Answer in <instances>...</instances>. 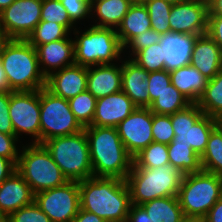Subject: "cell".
Wrapping results in <instances>:
<instances>
[{
  "label": "cell",
  "mask_w": 222,
  "mask_h": 222,
  "mask_svg": "<svg viewBox=\"0 0 222 222\" xmlns=\"http://www.w3.org/2000/svg\"><path fill=\"white\" fill-rule=\"evenodd\" d=\"M80 208L106 222H124L129 215L131 197L126 180L90 177L79 181Z\"/></svg>",
  "instance_id": "6da1fadb"
},
{
  "label": "cell",
  "mask_w": 222,
  "mask_h": 222,
  "mask_svg": "<svg viewBox=\"0 0 222 222\" xmlns=\"http://www.w3.org/2000/svg\"><path fill=\"white\" fill-rule=\"evenodd\" d=\"M84 130L89 145L93 177L126 180L133 158L123 145L116 127L90 125Z\"/></svg>",
  "instance_id": "7a4b0ae2"
},
{
  "label": "cell",
  "mask_w": 222,
  "mask_h": 222,
  "mask_svg": "<svg viewBox=\"0 0 222 222\" xmlns=\"http://www.w3.org/2000/svg\"><path fill=\"white\" fill-rule=\"evenodd\" d=\"M0 58L12 91H34L45 87L46 78L40 70L36 48L26 39H12Z\"/></svg>",
  "instance_id": "3957f363"
},
{
  "label": "cell",
  "mask_w": 222,
  "mask_h": 222,
  "mask_svg": "<svg viewBox=\"0 0 222 222\" xmlns=\"http://www.w3.org/2000/svg\"><path fill=\"white\" fill-rule=\"evenodd\" d=\"M71 35L74 40L75 64L86 67L115 64L124 57L116 29L85 25L76 27Z\"/></svg>",
  "instance_id": "277c9868"
},
{
  "label": "cell",
  "mask_w": 222,
  "mask_h": 222,
  "mask_svg": "<svg viewBox=\"0 0 222 222\" xmlns=\"http://www.w3.org/2000/svg\"><path fill=\"white\" fill-rule=\"evenodd\" d=\"M183 175L170 164L158 168H131L126 178L131 204L142 205L157 198L177 196Z\"/></svg>",
  "instance_id": "5b68a950"
},
{
  "label": "cell",
  "mask_w": 222,
  "mask_h": 222,
  "mask_svg": "<svg viewBox=\"0 0 222 222\" xmlns=\"http://www.w3.org/2000/svg\"><path fill=\"white\" fill-rule=\"evenodd\" d=\"M68 181L93 177L90 151L85 130L42 143Z\"/></svg>",
  "instance_id": "8992f818"
},
{
  "label": "cell",
  "mask_w": 222,
  "mask_h": 222,
  "mask_svg": "<svg viewBox=\"0 0 222 222\" xmlns=\"http://www.w3.org/2000/svg\"><path fill=\"white\" fill-rule=\"evenodd\" d=\"M16 170L34 194L62 186L68 181L49 151L40 143H23Z\"/></svg>",
  "instance_id": "52a82bcc"
},
{
  "label": "cell",
  "mask_w": 222,
  "mask_h": 222,
  "mask_svg": "<svg viewBox=\"0 0 222 222\" xmlns=\"http://www.w3.org/2000/svg\"><path fill=\"white\" fill-rule=\"evenodd\" d=\"M222 196V177L208 171L184 174L178 200L184 217L203 219Z\"/></svg>",
  "instance_id": "ba28073f"
},
{
  "label": "cell",
  "mask_w": 222,
  "mask_h": 222,
  "mask_svg": "<svg viewBox=\"0 0 222 222\" xmlns=\"http://www.w3.org/2000/svg\"><path fill=\"white\" fill-rule=\"evenodd\" d=\"M83 129L70 110L67 99L54 95L45 87L40 89V144Z\"/></svg>",
  "instance_id": "9c48e42d"
},
{
  "label": "cell",
  "mask_w": 222,
  "mask_h": 222,
  "mask_svg": "<svg viewBox=\"0 0 222 222\" xmlns=\"http://www.w3.org/2000/svg\"><path fill=\"white\" fill-rule=\"evenodd\" d=\"M171 122L175 135L171 143L190 145L201 156L214 130V118L204 115L198 104L192 103L172 114Z\"/></svg>",
  "instance_id": "30bf717a"
},
{
  "label": "cell",
  "mask_w": 222,
  "mask_h": 222,
  "mask_svg": "<svg viewBox=\"0 0 222 222\" xmlns=\"http://www.w3.org/2000/svg\"><path fill=\"white\" fill-rule=\"evenodd\" d=\"M9 116L22 143H40V90L10 91Z\"/></svg>",
  "instance_id": "8fae6325"
},
{
  "label": "cell",
  "mask_w": 222,
  "mask_h": 222,
  "mask_svg": "<svg viewBox=\"0 0 222 222\" xmlns=\"http://www.w3.org/2000/svg\"><path fill=\"white\" fill-rule=\"evenodd\" d=\"M34 202L52 222H72L80 210L79 181L38 192Z\"/></svg>",
  "instance_id": "7c38bea8"
},
{
  "label": "cell",
  "mask_w": 222,
  "mask_h": 222,
  "mask_svg": "<svg viewBox=\"0 0 222 222\" xmlns=\"http://www.w3.org/2000/svg\"><path fill=\"white\" fill-rule=\"evenodd\" d=\"M42 0H15L0 12V27L12 39H27L41 21Z\"/></svg>",
  "instance_id": "4fadbf2b"
},
{
  "label": "cell",
  "mask_w": 222,
  "mask_h": 222,
  "mask_svg": "<svg viewBox=\"0 0 222 222\" xmlns=\"http://www.w3.org/2000/svg\"><path fill=\"white\" fill-rule=\"evenodd\" d=\"M152 122L153 112L148 107H136L116 126L120 139L132 158L154 141Z\"/></svg>",
  "instance_id": "5bb4252c"
},
{
  "label": "cell",
  "mask_w": 222,
  "mask_h": 222,
  "mask_svg": "<svg viewBox=\"0 0 222 222\" xmlns=\"http://www.w3.org/2000/svg\"><path fill=\"white\" fill-rule=\"evenodd\" d=\"M207 0H185L172 5L169 24L171 32L200 36L207 34Z\"/></svg>",
  "instance_id": "9a60e30c"
},
{
  "label": "cell",
  "mask_w": 222,
  "mask_h": 222,
  "mask_svg": "<svg viewBox=\"0 0 222 222\" xmlns=\"http://www.w3.org/2000/svg\"><path fill=\"white\" fill-rule=\"evenodd\" d=\"M45 88L56 96L70 100L87 90V67L74 63L56 71L46 77Z\"/></svg>",
  "instance_id": "2e32d148"
},
{
  "label": "cell",
  "mask_w": 222,
  "mask_h": 222,
  "mask_svg": "<svg viewBox=\"0 0 222 222\" xmlns=\"http://www.w3.org/2000/svg\"><path fill=\"white\" fill-rule=\"evenodd\" d=\"M36 51L40 70L45 78L75 63L74 40L71 34L65 39L39 45Z\"/></svg>",
  "instance_id": "e0dca14e"
},
{
  "label": "cell",
  "mask_w": 222,
  "mask_h": 222,
  "mask_svg": "<svg viewBox=\"0 0 222 222\" xmlns=\"http://www.w3.org/2000/svg\"><path fill=\"white\" fill-rule=\"evenodd\" d=\"M136 106L132 100L121 90L117 93L98 98L92 126L116 127L128 117Z\"/></svg>",
  "instance_id": "ac0fdd59"
},
{
  "label": "cell",
  "mask_w": 222,
  "mask_h": 222,
  "mask_svg": "<svg viewBox=\"0 0 222 222\" xmlns=\"http://www.w3.org/2000/svg\"><path fill=\"white\" fill-rule=\"evenodd\" d=\"M122 89V60L115 64L87 67V90L96 98L117 93Z\"/></svg>",
  "instance_id": "d6986e66"
},
{
  "label": "cell",
  "mask_w": 222,
  "mask_h": 222,
  "mask_svg": "<svg viewBox=\"0 0 222 222\" xmlns=\"http://www.w3.org/2000/svg\"><path fill=\"white\" fill-rule=\"evenodd\" d=\"M149 72L131 58H122V91L136 107H149L150 96L147 91Z\"/></svg>",
  "instance_id": "ffe728a7"
},
{
  "label": "cell",
  "mask_w": 222,
  "mask_h": 222,
  "mask_svg": "<svg viewBox=\"0 0 222 222\" xmlns=\"http://www.w3.org/2000/svg\"><path fill=\"white\" fill-rule=\"evenodd\" d=\"M35 194L17 170L0 185V212L7 218L34 202Z\"/></svg>",
  "instance_id": "44dd1931"
},
{
  "label": "cell",
  "mask_w": 222,
  "mask_h": 222,
  "mask_svg": "<svg viewBox=\"0 0 222 222\" xmlns=\"http://www.w3.org/2000/svg\"><path fill=\"white\" fill-rule=\"evenodd\" d=\"M196 37L177 32H169L161 36L160 43L164 52L165 70L171 72L190 64Z\"/></svg>",
  "instance_id": "7402d4cb"
},
{
  "label": "cell",
  "mask_w": 222,
  "mask_h": 222,
  "mask_svg": "<svg viewBox=\"0 0 222 222\" xmlns=\"http://www.w3.org/2000/svg\"><path fill=\"white\" fill-rule=\"evenodd\" d=\"M190 65L199 70L208 80L222 68V49L208 34L196 37Z\"/></svg>",
  "instance_id": "603a6c76"
},
{
  "label": "cell",
  "mask_w": 222,
  "mask_h": 222,
  "mask_svg": "<svg viewBox=\"0 0 222 222\" xmlns=\"http://www.w3.org/2000/svg\"><path fill=\"white\" fill-rule=\"evenodd\" d=\"M132 4L131 0L90 1L89 25L117 30Z\"/></svg>",
  "instance_id": "cb8c5ba5"
},
{
  "label": "cell",
  "mask_w": 222,
  "mask_h": 222,
  "mask_svg": "<svg viewBox=\"0 0 222 222\" xmlns=\"http://www.w3.org/2000/svg\"><path fill=\"white\" fill-rule=\"evenodd\" d=\"M169 73L171 83L192 103H197L205 91L208 79L190 64Z\"/></svg>",
  "instance_id": "d4e9b609"
},
{
  "label": "cell",
  "mask_w": 222,
  "mask_h": 222,
  "mask_svg": "<svg viewBox=\"0 0 222 222\" xmlns=\"http://www.w3.org/2000/svg\"><path fill=\"white\" fill-rule=\"evenodd\" d=\"M151 29L150 17L144 4H132L116 32L124 47L133 37Z\"/></svg>",
  "instance_id": "484cf974"
},
{
  "label": "cell",
  "mask_w": 222,
  "mask_h": 222,
  "mask_svg": "<svg viewBox=\"0 0 222 222\" xmlns=\"http://www.w3.org/2000/svg\"><path fill=\"white\" fill-rule=\"evenodd\" d=\"M141 206L152 222H181L185 218L177 196L157 198Z\"/></svg>",
  "instance_id": "4316f807"
},
{
  "label": "cell",
  "mask_w": 222,
  "mask_h": 222,
  "mask_svg": "<svg viewBox=\"0 0 222 222\" xmlns=\"http://www.w3.org/2000/svg\"><path fill=\"white\" fill-rule=\"evenodd\" d=\"M192 102L183 95L172 83L148 107L151 112L159 115H172L188 107Z\"/></svg>",
  "instance_id": "83f0119b"
},
{
  "label": "cell",
  "mask_w": 222,
  "mask_h": 222,
  "mask_svg": "<svg viewBox=\"0 0 222 222\" xmlns=\"http://www.w3.org/2000/svg\"><path fill=\"white\" fill-rule=\"evenodd\" d=\"M168 156L171 166L183 174L196 173L202 170L200 156L190 145L168 144Z\"/></svg>",
  "instance_id": "f1b7e54d"
},
{
  "label": "cell",
  "mask_w": 222,
  "mask_h": 222,
  "mask_svg": "<svg viewBox=\"0 0 222 222\" xmlns=\"http://www.w3.org/2000/svg\"><path fill=\"white\" fill-rule=\"evenodd\" d=\"M204 115L222 117V68L207 82L204 93L197 102Z\"/></svg>",
  "instance_id": "f546056e"
},
{
  "label": "cell",
  "mask_w": 222,
  "mask_h": 222,
  "mask_svg": "<svg viewBox=\"0 0 222 222\" xmlns=\"http://www.w3.org/2000/svg\"><path fill=\"white\" fill-rule=\"evenodd\" d=\"M169 164L168 145L153 141L133 158L131 168H158Z\"/></svg>",
  "instance_id": "4dcf8cb0"
},
{
  "label": "cell",
  "mask_w": 222,
  "mask_h": 222,
  "mask_svg": "<svg viewBox=\"0 0 222 222\" xmlns=\"http://www.w3.org/2000/svg\"><path fill=\"white\" fill-rule=\"evenodd\" d=\"M202 170L222 177V137L214 129L208 139L207 146L200 156Z\"/></svg>",
  "instance_id": "1f68e13d"
},
{
  "label": "cell",
  "mask_w": 222,
  "mask_h": 222,
  "mask_svg": "<svg viewBox=\"0 0 222 222\" xmlns=\"http://www.w3.org/2000/svg\"><path fill=\"white\" fill-rule=\"evenodd\" d=\"M71 33L61 24L49 21H40L27 41L35 48L39 45L67 38Z\"/></svg>",
  "instance_id": "d6a6232c"
},
{
  "label": "cell",
  "mask_w": 222,
  "mask_h": 222,
  "mask_svg": "<svg viewBox=\"0 0 222 222\" xmlns=\"http://www.w3.org/2000/svg\"><path fill=\"white\" fill-rule=\"evenodd\" d=\"M96 102L97 99L88 90L68 100L70 110L83 128L92 124Z\"/></svg>",
  "instance_id": "836d02e7"
},
{
  "label": "cell",
  "mask_w": 222,
  "mask_h": 222,
  "mask_svg": "<svg viewBox=\"0 0 222 222\" xmlns=\"http://www.w3.org/2000/svg\"><path fill=\"white\" fill-rule=\"evenodd\" d=\"M144 5L149 13L151 28L161 35L171 32L169 18L172 4L165 0H148Z\"/></svg>",
  "instance_id": "e575fe53"
},
{
  "label": "cell",
  "mask_w": 222,
  "mask_h": 222,
  "mask_svg": "<svg viewBox=\"0 0 222 222\" xmlns=\"http://www.w3.org/2000/svg\"><path fill=\"white\" fill-rule=\"evenodd\" d=\"M132 60L148 72L161 71L165 69L164 52L160 42L140 50Z\"/></svg>",
  "instance_id": "d590c367"
},
{
  "label": "cell",
  "mask_w": 222,
  "mask_h": 222,
  "mask_svg": "<svg viewBox=\"0 0 222 222\" xmlns=\"http://www.w3.org/2000/svg\"><path fill=\"white\" fill-rule=\"evenodd\" d=\"M41 21L56 22L70 33L77 27L69 18L60 0H42Z\"/></svg>",
  "instance_id": "8d00e7d4"
},
{
  "label": "cell",
  "mask_w": 222,
  "mask_h": 222,
  "mask_svg": "<svg viewBox=\"0 0 222 222\" xmlns=\"http://www.w3.org/2000/svg\"><path fill=\"white\" fill-rule=\"evenodd\" d=\"M161 36L152 28L136 35L123 47L124 57L132 59L140 50L160 42Z\"/></svg>",
  "instance_id": "74e56055"
},
{
  "label": "cell",
  "mask_w": 222,
  "mask_h": 222,
  "mask_svg": "<svg viewBox=\"0 0 222 222\" xmlns=\"http://www.w3.org/2000/svg\"><path fill=\"white\" fill-rule=\"evenodd\" d=\"M71 21L78 27L90 23V0H60ZM79 24V25H78Z\"/></svg>",
  "instance_id": "f35d334b"
},
{
  "label": "cell",
  "mask_w": 222,
  "mask_h": 222,
  "mask_svg": "<svg viewBox=\"0 0 222 222\" xmlns=\"http://www.w3.org/2000/svg\"><path fill=\"white\" fill-rule=\"evenodd\" d=\"M152 135L154 142L170 144L174 139V131L171 115H159L153 113Z\"/></svg>",
  "instance_id": "ab89813d"
},
{
  "label": "cell",
  "mask_w": 222,
  "mask_h": 222,
  "mask_svg": "<svg viewBox=\"0 0 222 222\" xmlns=\"http://www.w3.org/2000/svg\"><path fill=\"white\" fill-rule=\"evenodd\" d=\"M7 219L8 222H52L35 202L16 210Z\"/></svg>",
  "instance_id": "60d3db41"
},
{
  "label": "cell",
  "mask_w": 222,
  "mask_h": 222,
  "mask_svg": "<svg viewBox=\"0 0 222 222\" xmlns=\"http://www.w3.org/2000/svg\"><path fill=\"white\" fill-rule=\"evenodd\" d=\"M147 91L150 96V104L159 97V95L171 83L170 73L167 70L149 72Z\"/></svg>",
  "instance_id": "b9f144b4"
},
{
  "label": "cell",
  "mask_w": 222,
  "mask_h": 222,
  "mask_svg": "<svg viewBox=\"0 0 222 222\" xmlns=\"http://www.w3.org/2000/svg\"><path fill=\"white\" fill-rule=\"evenodd\" d=\"M22 145L15 135L0 132V156L11 159L16 165Z\"/></svg>",
  "instance_id": "7bdbcfd3"
},
{
  "label": "cell",
  "mask_w": 222,
  "mask_h": 222,
  "mask_svg": "<svg viewBox=\"0 0 222 222\" xmlns=\"http://www.w3.org/2000/svg\"><path fill=\"white\" fill-rule=\"evenodd\" d=\"M10 91H0V132L15 135L9 116Z\"/></svg>",
  "instance_id": "ee69618b"
},
{
  "label": "cell",
  "mask_w": 222,
  "mask_h": 222,
  "mask_svg": "<svg viewBox=\"0 0 222 222\" xmlns=\"http://www.w3.org/2000/svg\"><path fill=\"white\" fill-rule=\"evenodd\" d=\"M207 34L222 49V15H208Z\"/></svg>",
  "instance_id": "f6af8a7d"
},
{
  "label": "cell",
  "mask_w": 222,
  "mask_h": 222,
  "mask_svg": "<svg viewBox=\"0 0 222 222\" xmlns=\"http://www.w3.org/2000/svg\"><path fill=\"white\" fill-rule=\"evenodd\" d=\"M124 222H152L141 205H131L128 218Z\"/></svg>",
  "instance_id": "bcb514c9"
},
{
  "label": "cell",
  "mask_w": 222,
  "mask_h": 222,
  "mask_svg": "<svg viewBox=\"0 0 222 222\" xmlns=\"http://www.w3.org/2000/svg\"><path fill=\"white\" fill-rule=\"evenodd\" d=\"M16 171V164L9 158L0 156V185Z\"/></svg>",
  "instance_id": "7dc6e473"
},
{
  "label": "cell",
  "mask_w": 222,
  "mask_h": 222,
  "mask_svg": "<svg viewBox=\"0 0 222 222\" xmlns=\"http://www.w3.org/2000/svg\"><path fill=\"white\" fill-rule=\"evenodd\" d=\"M203 222H222V196L203 218Z\"/></svg>",
  "instance_id": "c3c4849f"
},
{
  "label": "cell",
  "mask_w": 222,
  "mask_h": 222,
  "mask_svg": "<svg viewBox=\"0 0 222 222\" xmlns=\"http://www.w3.org/2000/svg\"><path fill=\"white\" fill-rule=\"evenodd\" d=\"M72 222H106L104 219L95 215L92 212L85 211L80 208Z\"/></svg>",
  "instance_id": "681fc988"
},
{
  "label": "cell",
  "mask_w": 222,
  "mask_h": 222,
  "mask_svg": "<svg viewBox=\"0 0 222 222\" xmlns=\"http://www.w3.org/2000/svg\"><path fill=\"white\" fill-rule=\"evenodd\" d=\"M208 10V15H222V0H210Z\"/></svg>",
  "instance_id": "f907efd6"
},
{
  "label": "cell",
  "mask_w": 222,
  "mask_h": 222,
  "mask_svg": "<svg viewBox=\"0 0 222 222\" xmlns=\"http://www.w3.org/2000/svg\"><path fill=\"white\" fill-rule=\"evenodd\" d=\"M12 40V38L5 32L3 28L0 27V57L4 52L7 44Z\"/></svg>",
  "instance_id": "816d5d0a"
},
{
  "label": "cell",
  "mask_w": 222,
  "mask_h": 222,
  "mask_svg": "<svg viewBox=\"0 0 222 222\" xmlns=\"http://www.w3.org/2000/svg\"><path fill=\"white\" fill-rule=\"evenodd\" d=\"M0 91H12L9 88V85L7 83V80H6L4 69L2 68L1 58H0Z\"/></svg>",
  "instance_id": "f5cc1de1"
},
{
  "label": "cell",
  "mask_w": 222,
  "mask_h": 222,
  "mask_svg": "<svg viewBox=\"0 0 222 222\" xmlns=\"http://www.w3.org/2000/svg\"><path fill=\"white\" fill-rule=\"evenodd\" d=\"M214 129L220 134L222 137V117L214 118Z\"/></svg>",
  "instance_id": "db71d44e"
},
{
  "label": "cell",
  "mask_w": 222,
  "mask_h": 222,
  "mask_svg": "<svg viewBox=\"0 0 222 222\" xmlns=\"http://www.w3.org/2000/svg\"><path fill=\"white\" fill-rule=\"evenodd\" d=\"M15 0H0V12L12 4Z\"/></svg>",
  "instance_id": "11a10c76"
},
{
  "label": "cell",
  "mask_w": 222,
  "mask_h": 222,
  "mask_svg": "<svg viewBox=\"0 0 222 222\" xmlns=\"http://www.w3.org/2000/svg\"><path fill=\"white\" fill-rule=\"evenodd\" d=\"M181 222H203V219L185 217Z\"/></svg>",
  "instance_id": "9f6ffc18"
},
{
  "label": "cell",
  "mask_w": 222,
  "mask_h": 222,
  "mask_svg": "<svg viewBox=\"0 0 222 222\" xmlns=\"http://www.w3.org/2000/svg\"><path fill=\"white\" fill-rule=\"evenodd\" d=\"M148 0H131L134 4H145Z\"/></svg>",
  "instance_id": "6f0895ef"
},
{
  "label": "cell",
  "mask_w": 222,
  "mask_h": 222,
  "mask_svg": "<svg viewBox=\"0 0 222 222\" xmlns=\"http://www.w3.org/2000/svg\"><path fill=\"white\" fill-rule=\"evenodd\" d=\"M166 2H168V3H170V4H172V5H174V4H177V3H179V2H183V1H185V0H165Z\"/></svg>",
  "instance_id": "680465c9"
},
{
  "label": "cell",
  "mask_w": 222,
  "mask_h": 222,
  "mask_svg": "<svg viewBox=\"0 0 222 222\" xmlns=\"http://www.w3.org/2000/svg\"><path fill=\"white\" fill-rule=\"evenodd\" d=\"M0 222H8L7 217L1 212H0Z\"/></svg>",
  "instance_id": "91938a15"
}]
</instances>
